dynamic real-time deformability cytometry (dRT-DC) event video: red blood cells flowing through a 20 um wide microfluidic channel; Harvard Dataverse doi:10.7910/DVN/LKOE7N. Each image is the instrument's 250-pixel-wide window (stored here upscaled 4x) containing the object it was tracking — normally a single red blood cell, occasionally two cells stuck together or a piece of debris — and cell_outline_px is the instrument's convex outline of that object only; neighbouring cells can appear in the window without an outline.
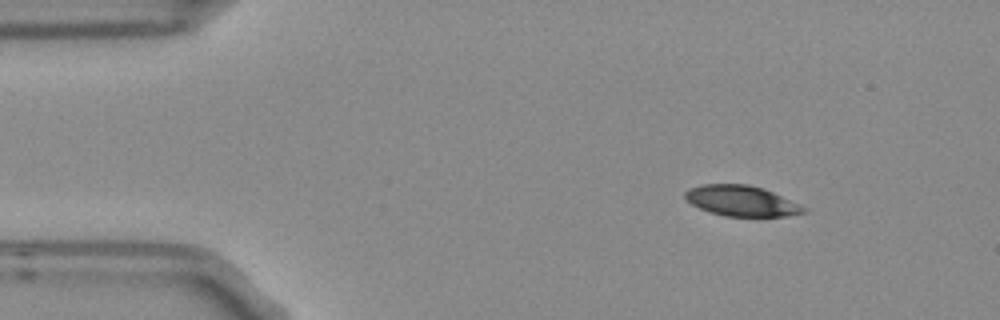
{"species": "Egyptian fruit bat (a non-hibernating species)", "species_latin": "Rousettus aegyptiacus", "temperature_condition": "room temperature", "stored_images_in_passage": 3, "camera_frame_rate_fps": 3000, "um_per_image_px": 0.085, "frame": {"image": 1, "passage_image": 1, "time_ms": 0.0, "image_size_px": [1000, 320], "cell_outline_px": [[808, 212], [784, 216], [724, 216], [700, 208], [684, 200], [684, 192], [688, 188], [700, 184], [748, 184], [764, 188], [800, 204], [808, 208]], "centroid_in_image_um": [63.02, 17.06], "position_along_channel_um": 22.0, "area_um2": 21.27}}